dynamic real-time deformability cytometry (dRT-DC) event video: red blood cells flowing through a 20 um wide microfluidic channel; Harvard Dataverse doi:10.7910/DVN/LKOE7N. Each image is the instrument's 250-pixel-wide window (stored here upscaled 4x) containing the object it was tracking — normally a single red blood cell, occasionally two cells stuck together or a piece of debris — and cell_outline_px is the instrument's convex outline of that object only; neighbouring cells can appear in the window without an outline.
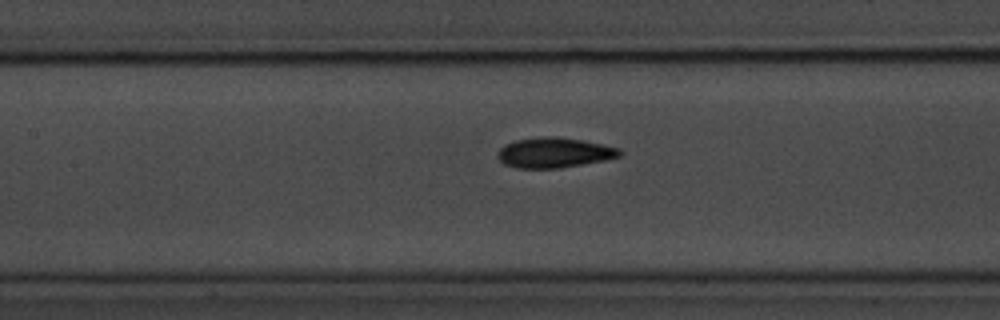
{"species": "common noctule bat (a hibernating species)", "species_latin": "Nyctalus noctula", "temperature_condition": "room temperature", "stored_images_in_passage": 9, "camera_frame_rate_fps": 3000, "um_per_image_px": 0.085, "animal": {"sex": "male", "body_mass_g": 20.1, "forearm_length_mm": 53.5}, "frame": {"image": 1, "passage_image": 9, "time_ms": 10.333, "image_size_px": [1000, 320], "cell_outline_px": [[624, 152], [620, 156], [604, 160], [560, 168], [516, 168], [504, 164], [496, 156], [496, 152], [504, 144], [516, 140], [544, 136], [556, 136], [584, 140], [620, 148]], "centroid_in_image_um": [47.09, 12.97], "position_along_channel_um": 160.3, "area_um2": 21.62}}